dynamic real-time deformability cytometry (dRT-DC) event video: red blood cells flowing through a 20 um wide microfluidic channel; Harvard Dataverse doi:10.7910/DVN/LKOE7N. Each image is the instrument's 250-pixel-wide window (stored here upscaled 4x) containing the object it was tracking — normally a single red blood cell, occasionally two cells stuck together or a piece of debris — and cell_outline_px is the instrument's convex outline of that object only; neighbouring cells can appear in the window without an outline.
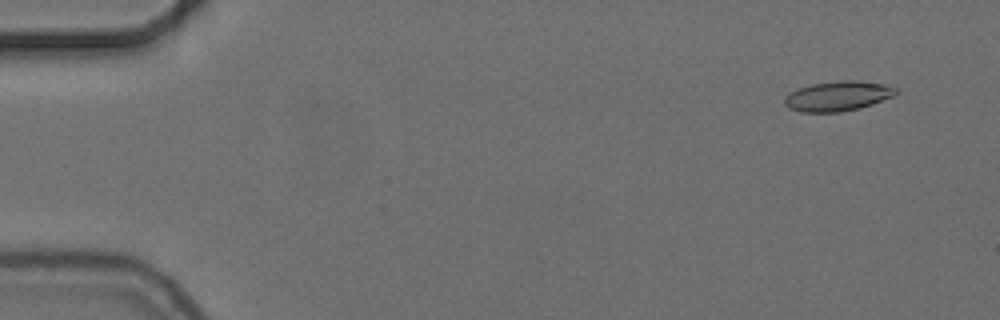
{"species": "common noctule bat (a hibernating species)", "species_latin": "Nyctalus noctula", "temperature_condition": "cold", "stored_images_in_passage": 7, "camera_frame_rate_fps": 3000, "um_per_image_px": 0.085, "animal": {"sex": "female", "body_mass_g": 24.6, "forearm_length_mm": 56.2}, "frame": {"image": 1, "passage_image": 2, "time_ms": 1.0, "image_size_px": [1000, 320], "cell_outline_px": [[900, 92], [896, 96], [860, 108], [840, 112], [800, 112], [788, 108], [784, 104], [784, 96], [788, 92], [812, 84], [836, 80], [856, 80], [884, 84], [896, 88]], "centroid_in_image_um": [71.22, 8.16], "position_along_channel_um": 13.8, "area_um2": 19.71}}